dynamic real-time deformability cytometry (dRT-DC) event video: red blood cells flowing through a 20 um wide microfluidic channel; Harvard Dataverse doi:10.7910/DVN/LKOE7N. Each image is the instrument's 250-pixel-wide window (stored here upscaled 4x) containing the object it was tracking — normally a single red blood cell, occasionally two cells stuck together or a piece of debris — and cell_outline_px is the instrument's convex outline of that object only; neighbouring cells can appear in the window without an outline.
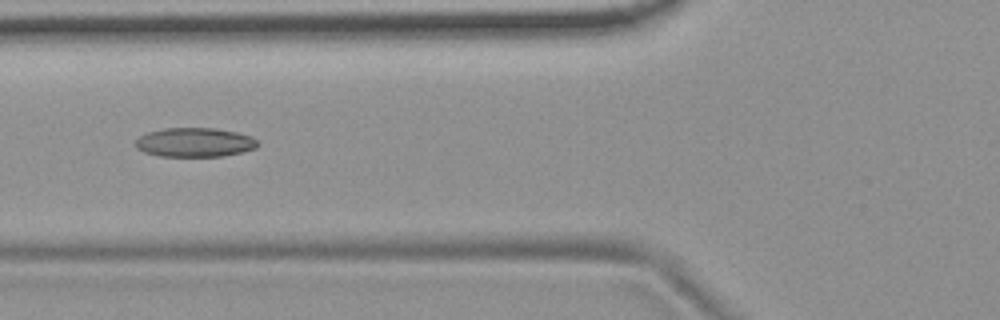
{"species": "common noctule bat (a hibernating species)", "species_latin": "Nyctalus noctula", "temperature_condition": "room temperature", "stored_images_in_passage": 8, "camera_frame_rate_fps": 3000, "um_per_image_px": 0.085, "animal": {"sex": "female", "body_mass_g": 19.9}, "frame": {"image": 1, "passage_image": 6, "time_ms": 5.667, "image_size_px": [1000, 320], "cell_outline_px": [[260, 144], [256, 148], [244, 152], [224, 156], [160, 156], [144, 152], [136, 148], [136, 140], [140, 136], [148, 132], [164, 128], [216, 128], [236, 132], [252, 136]], "centroid_in_image_um": [16.58, 12.1], "position_along_channel_um": 109.2, "area_um2": 20.87}}
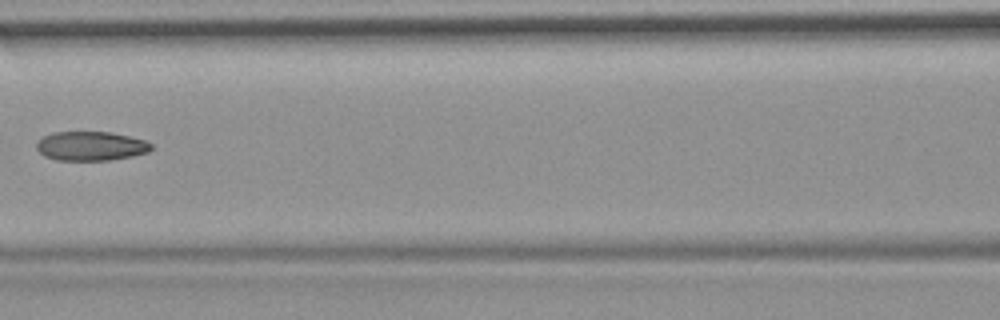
{"frame": {"image": 2, "passage_image": 7, "time_ms": 7.0, "image_size_px": [1000, 320], "cell_outline_px": [[152, 148], [148, 152], [132, 156], [108, 160], [56, 160], [44, 156], [36, 148], [36, 140], [52, 132], [112, 132], [144, 140], [152, 144]], "centroid_in_image_um": [7.69, 12.41], "position_along_channel_um": 158.9, "area_um2": 19.54}}